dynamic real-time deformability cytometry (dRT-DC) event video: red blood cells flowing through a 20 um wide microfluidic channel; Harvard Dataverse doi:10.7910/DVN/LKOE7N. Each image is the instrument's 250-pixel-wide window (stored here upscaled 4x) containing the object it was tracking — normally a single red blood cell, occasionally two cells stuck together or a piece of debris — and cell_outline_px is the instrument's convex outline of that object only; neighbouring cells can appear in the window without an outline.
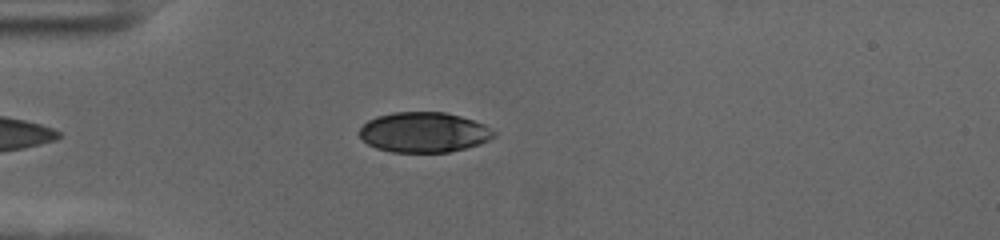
{"species": "human", "species_latin": "Homo sapiens", "temperature_condition": "cold", "stored_images_in_passage": 39, "camera_frame_rate_fps": 3000, "um_per_image_px": 0.085, "donor": {"sex": "female"}, "frame": {"image": 1, "passage_image": 5, "time_ms": 1.333, "image_size_px": [1000, 240], "cell_outline_px": [[496, 136], [480, 144], [448, 152], [392, 152], [376, 148], [368, 144], [360, 136], [360, 128], [368, 120], [376, 116], [392, 112], [444, 112], [460, 116], [484, 124], [496, 132]], "centroid_in_image_um": [36.03, 11.24], "position_along_channel_um": 49.0, "area_um2": 31.44}}
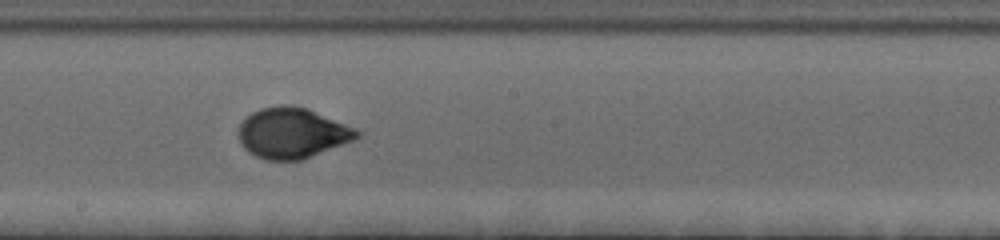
{"frame": {"image": 2, "passage_image": 21, "time_ms": 6.667, "image_size_px": [1000, 240], "cell_outline_px": [[360, 136], [352, 140], [300, 160], [264, 160], [248, 152], [240, 144], [240, 124], [252, 112], [260, 108], [280, 104], [292, 104], [308, 108], [356, 128], [360, 132]], "centroid_in_image_um": [24.82, 11.28], "position_along_channel_um": 223.4, "area_um2": 34.68}}
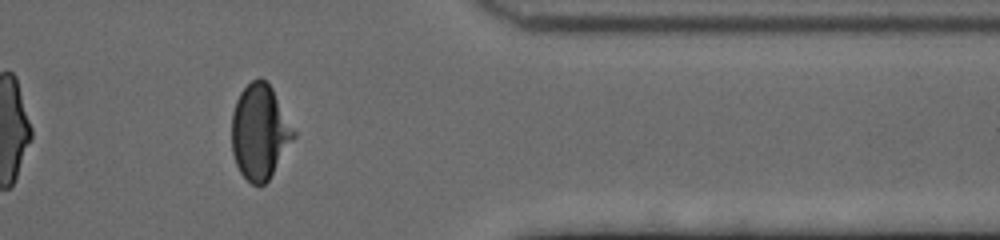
{"frame": {"image": 3, "passage_image": 36, "time_ms": 11.667, "image_size_px": [1000, 240], "cell_outline_px": [[296, 136], [268, 180], [264, 184], [252, 184], [240, 172], [236, 164], [232, 152], [232, 112], [236, 100], [240, 92], [252, 80], [260, 76], [272, 88], [296, 132]], "centroid_in_image_um": [22.07, 11.19], "position_along_channel_um": 389.3, "area_um2": 34.04}, "authors_computed_cell_mechanics": {"area_um2": 34.391, "velocity_mm_per_s": 3.6075, "shape_relaxation_time_tau1_ms": 3.2032, "shape_relaxation_time_tau2_ms": null, "deformation_change_tau1": 0.1759, "deformation_change_tau2": null}}